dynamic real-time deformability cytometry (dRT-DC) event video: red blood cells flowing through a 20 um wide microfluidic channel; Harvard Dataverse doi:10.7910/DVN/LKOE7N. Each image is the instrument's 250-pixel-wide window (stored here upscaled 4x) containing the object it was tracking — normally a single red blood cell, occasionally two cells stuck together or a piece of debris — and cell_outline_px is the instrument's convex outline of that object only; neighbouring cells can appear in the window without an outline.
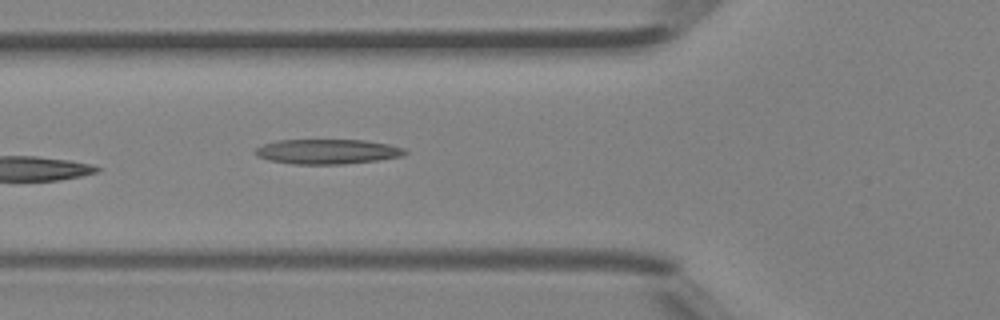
{"species": "Egyptian fruit bat (a non-hibernating species)", "species_latin": "Rousettus aegyptiacus", "temperature_condition": "room temperature", "stored_images_in_passage": 6, "camera_frame_rate_fps": 3000, "um_per_image_px": 0.085, "animal": {"sex": "female"}, "frame": {"image": 1, "passage_image": 6, "time_ms": 1.667, "image_size_px": [1000, 320], "cell_outline_px": [[408, 152], [400, 156], [376, 160], [344, 164], [292, 164], [268, 160], [256, 156], [252, 152], [256, 148], [264, 144], [280, 140], [364, 140], [388, 144], [404, 148]], "centroid_in_image_um": [27.78, 12.88], "position_along_channel_um": 98.0, "area_um2": 21.62}}